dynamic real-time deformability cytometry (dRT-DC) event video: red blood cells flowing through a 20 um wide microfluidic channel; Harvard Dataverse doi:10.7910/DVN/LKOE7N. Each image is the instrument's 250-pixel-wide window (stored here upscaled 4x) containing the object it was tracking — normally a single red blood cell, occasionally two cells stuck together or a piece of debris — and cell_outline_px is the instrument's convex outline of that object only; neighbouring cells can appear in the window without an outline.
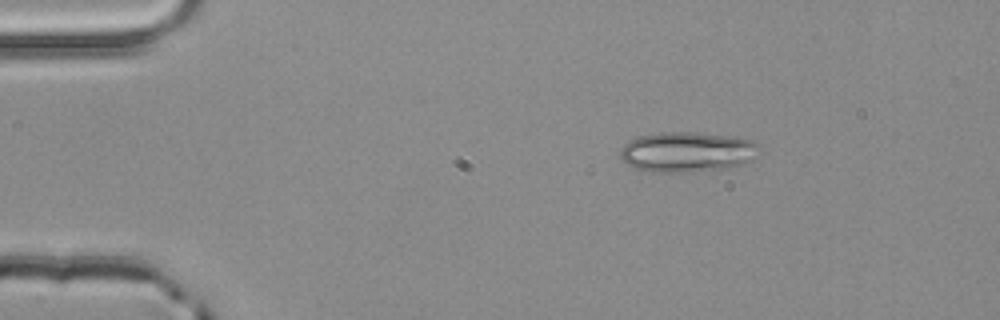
{"species": "common noctule bat (a hibernating species)", "species_latin": "Nyctalus noctula", "temperature_condition": "room temperature", "stored_images_in_passage": 3, "camera_frame_rate_fps": 3000, "um_per_image_px": 0.085, "animal": {"sex": "male", "body_mass_g": 20.4}, "frame": {"image": 1, "passage_image": 1, "time_ms": 0.0, "image_size_px": [1000, 320], "cell_outline_px": [[756, 144], [752, 160], [740, 164], [724, 168], [680, 172], [652, 172], [636, 168], [628, 164], [620, 156], [620, 148], [628, 140], [636, 136], [660, 132], [692, 132], [728, 136], [756, 140]], "centroid_in_image_um": [58.32, 12.89], "position_along_channel_um": 26.7, "area_um2": 32.14}}